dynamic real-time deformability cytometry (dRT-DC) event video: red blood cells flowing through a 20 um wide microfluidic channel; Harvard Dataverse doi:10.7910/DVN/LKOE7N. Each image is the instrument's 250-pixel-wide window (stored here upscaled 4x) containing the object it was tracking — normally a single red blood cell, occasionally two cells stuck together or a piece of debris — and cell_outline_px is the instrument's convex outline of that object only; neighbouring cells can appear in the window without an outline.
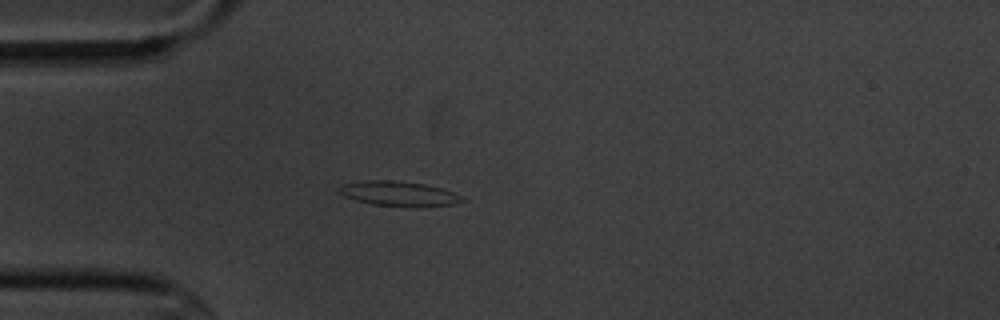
{"species": "common noctule bat (a hibernating species)", "species_latin": "Nyctalus noctula", "temperature_condition": "cold", "stored_images_in_passage": 4, "camera_frame_rate_fps": 3000, "um_per_image_px": 0.085, "animal": {"sex": "male", "body_mass_g": 20.1, "forearm_length_mm": 53.5}, "frame": {"image": 1, "passage_image": 4, "time_ms": 3.333, "image_size_px": [1000, 320], "cell_outline_px": [[468, 200], [452, 204], [372, 204], [356, 200], [344, 196], [340, 192], [340, 184], [364, 180], [396, 180], [424, 184], [440, 188], [452, 192]], "centroid_in_image_um": [33.81, 16.4], "position_along_channel_um": 51.2, "area_um2": 16.76}}